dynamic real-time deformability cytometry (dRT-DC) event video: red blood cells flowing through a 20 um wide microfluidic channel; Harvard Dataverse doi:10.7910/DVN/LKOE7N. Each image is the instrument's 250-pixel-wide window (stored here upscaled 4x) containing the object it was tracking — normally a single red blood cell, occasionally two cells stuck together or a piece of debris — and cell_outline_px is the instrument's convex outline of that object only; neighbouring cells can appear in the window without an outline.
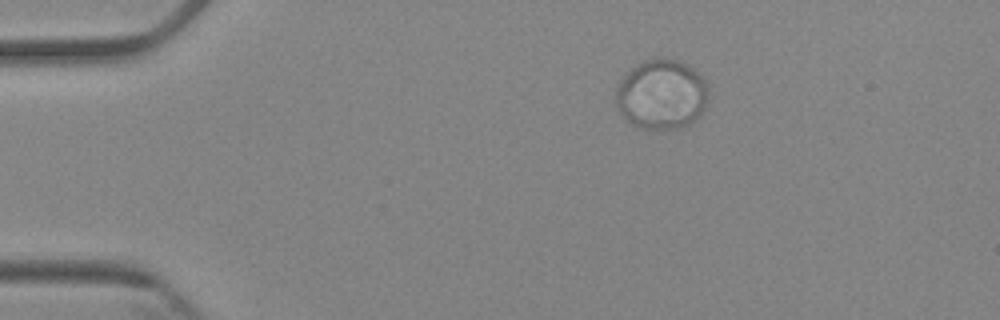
{"species": "Egyptian fruit bat (a non-hibernating species)", "species_latin": "Rousettus aegyptiacus", "temperature_condition": "cold", "stored_images_in_passage": 6, "camera_frame_rate_fps": 3000, "um_per_image_px": 0.085, "animal": {"sex": "female"}, "frame": {"image": 1, "passage_image": 4, "time_ms": 3.333, "image_size_px": [1000, 320], "cell_outline_px": [[708, 92], [704, 108], [700, 116], [688, 124], [676, 128], [640, 128], [628, 120], [620, 112], [616, 104], [616, 84], [636, 64], [644, 60], [656, 56], [680, 60], [688, 64], [704, 80], [708, 88]], "centroid_in_image_um": [56.22, 7.98], "position_along_channel_um": 28.8, "area_um2": 37.63}}